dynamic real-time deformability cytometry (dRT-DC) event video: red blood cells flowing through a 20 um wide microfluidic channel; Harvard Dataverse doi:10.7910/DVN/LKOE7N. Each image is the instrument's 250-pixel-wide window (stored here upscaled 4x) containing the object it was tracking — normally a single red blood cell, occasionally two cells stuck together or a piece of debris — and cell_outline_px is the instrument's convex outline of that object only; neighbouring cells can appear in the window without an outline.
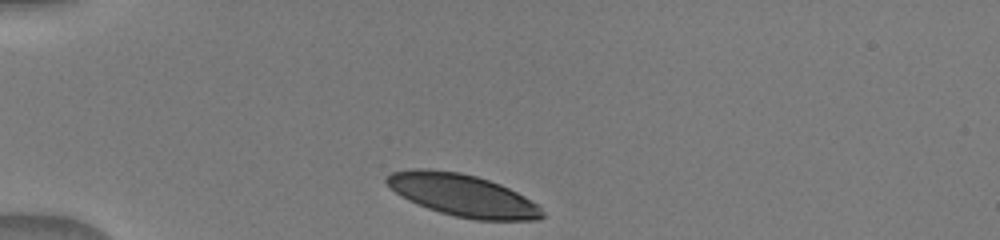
{"species": "human", "species_latin": "Homo sapiens", "temperature_condition": "warm", "stored_images_in_passage": 27, "camera_frame_rate_fps": 3000, "um_per_image_px": 0.085, "donor": {"sex": "male"}, "frame": {"image": 1, "passage_image": 1, "time_ms": 0.0, "image_size_px": [1000, 240], "cell_outline_px": [[544, 216], [540, 220], [476, 220], [456, 216], [440, 212], [428, 208], [408, 200], [400, 196], [384, 180], [392, 172], [412, 168], [428, 168], [460, 172], [476, 176], [500, 184], [524, 196], [536, 204], [544, 212]], "centroid_in_image_um": [39.32, 16.59], "position_along_channel_um": 45.7, "area_um2": 38.03}}
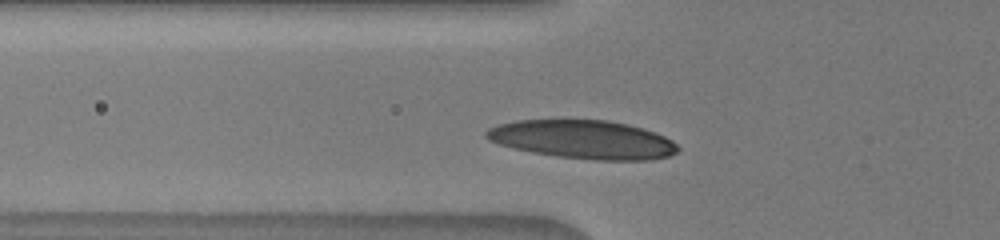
{"frame": {"image": 2, "passage_image": 11, "time_ms": 1.667, "image_size_px": [1000, 240], "cell_outline_px": [[680, 148], [676, 152], [668, 156], [648, 160], [596, 160], [560, 156], [532, 152], [500, 144], [488, 140], [484, 136], [484, 132], [488, 128], [496, 124], [516, 120], [608, 120], [628, 124], [656, 132], [672, 140]], "centroid_in_image_um": [49.55, 11.85], "position_along_channel_um": 76.2, "area_um2": 42.95}}
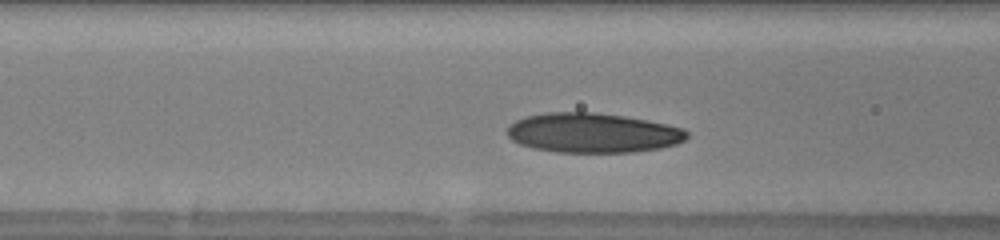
{"frame": {"image": 3, "passage_image": 17, "time_ms": 2.667, "image_size_px": [1000, 240], "cell_outline_px": [[688, 136], [684, 140], [676, 144], [660, 148], [632, 152], [556, 152], [532, 148], [520, 144], [512, 140], [508, 136], [508, 124], [524, 116], [548, 112], [596, 112], [624, 116], [684, 128], [688, 132]], "centroid_in_image_um": [50.35, 11.29], "position_along_channel_um": 116.2, "area_um2": 41.56}}